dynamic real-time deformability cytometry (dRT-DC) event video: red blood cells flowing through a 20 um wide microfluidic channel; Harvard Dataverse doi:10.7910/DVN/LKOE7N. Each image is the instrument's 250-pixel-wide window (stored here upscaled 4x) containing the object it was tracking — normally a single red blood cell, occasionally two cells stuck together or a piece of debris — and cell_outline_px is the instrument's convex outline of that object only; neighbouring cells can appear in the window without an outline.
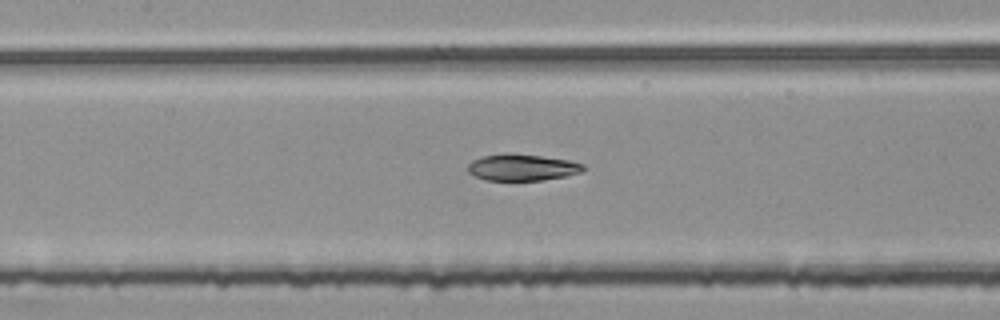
{"species": "common noctule bat (a hibernating species)", "species_latin": "Nyctalus noctula", "temperature_condition": "room temperature", "stored_images_in_passage": 54, "segment_of_instrument_passage": [2, 2], "camera_frame_rate_fps": 3000, "um_per_image_px": 0.085, "animal": {"sex": "female", "body_mass_g": 25.1}, "frame": {"image": 1, "passage_image": 25, "time_ms": 8.0, "image_size_px": [1000, 320], "cell_outline_px": [[584, 168], [580, 172], [564, 176], [540, 180], [484, 180], [468, 172], [468, 164], [472, 160], [480, 156], [504, 152], [512, 152], [568, 160], [584, 164]], "centroid_in_image_um": [44.31, 14.2], "position_along_channel_um": 163.1, "area_um2": 17.92}}
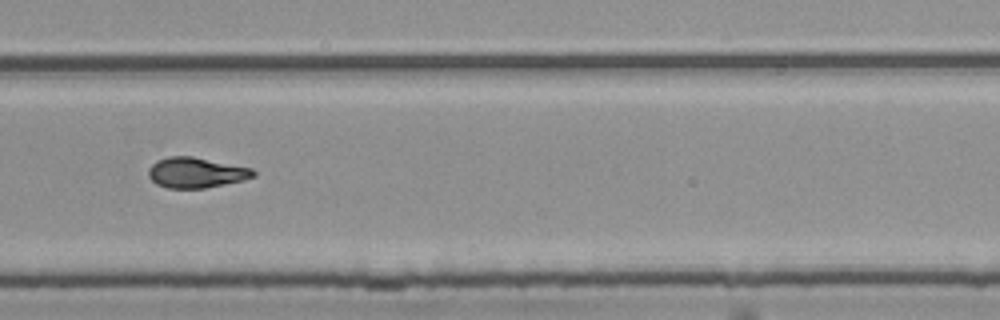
{"frame": {"image": 2, "passage_image": 37, "time_ms": 12.0, "image_size_px": [1000, 320], "cell_outline_px": [[256, 176], [244, 180], [204, 188], [168, 188], [156, 184], [148, 176], [148, 168], [156, 160], [168, 156], [192, 156], [252, 168], [256, 172]], "centroid_in_image_um": [16.66, 14.67], "position_along_channel_um": 313.1, "area_um2": 18.67}}
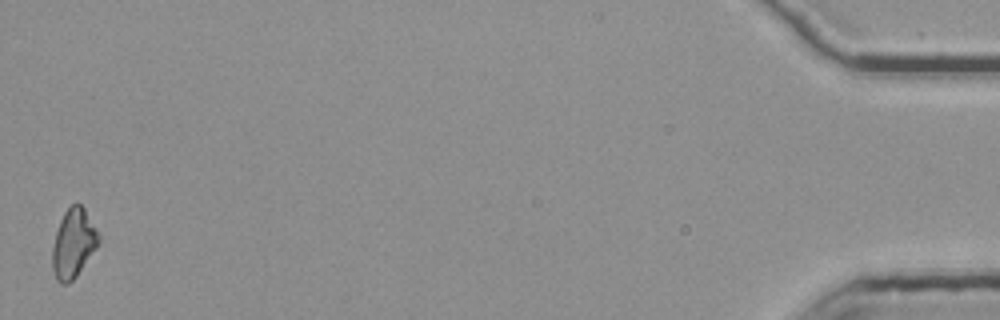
{"frame": {"image": 3, "passage_image": 54, "time_ms": 17.667, "image_size_px": [1000, 320], "cell_outline_px": [[100, 240], [96, 248], [76, 276], [68, 284], [60, 284], [56, 280], [52, 268], [52, 248], [56, 232], [60, 220], [64, 212], [76, 200], [84, 208], [96, 228], [100, 236]], "centroid_in_image_um": [6.23, 20.68], "position_along_channel_um": 429.0, "area_um2": 18.61}}